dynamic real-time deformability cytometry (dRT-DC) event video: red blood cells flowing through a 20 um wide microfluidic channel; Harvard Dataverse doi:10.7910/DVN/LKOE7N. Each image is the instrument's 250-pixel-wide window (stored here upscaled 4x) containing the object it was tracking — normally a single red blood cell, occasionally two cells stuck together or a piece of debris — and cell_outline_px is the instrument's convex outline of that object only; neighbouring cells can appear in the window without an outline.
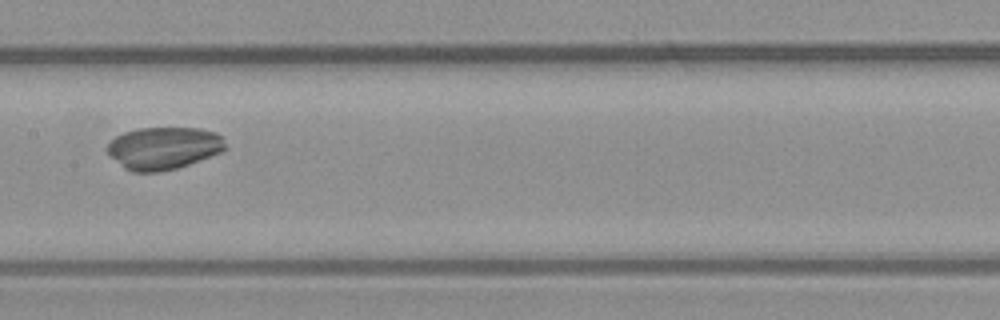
{"species": "common noctule bat (a hibernating species)", "species_latin": "Nyctalus noctula", "temperature_condition": "warm", "stored_images_in_passage": 43, "camera_frame_rate_fps": 3000, "um_per_image_px": 0.085, "animal": {"sex": "male", "body_mass_g": 23.1, "forearm_length_mm": 52.7}, "frame": {"image": 1, "passage_image": 15, "time_ms": 4.667, "image_size_px": [1000, 320], "cell_outline_px": [[228, 148], [220, 152], [188, 164], [176, 168], [156, 172], [132, 172], [124, 168], [108, 152], [108, 144], [116, 136], [124, 132], [140, 128], [200, 128], [216, 132], [220, 136]], "centroid_in_image_um": [13.92, 12.58], "position_along_channel_um": 193.5, "area_um2": 28.84}}
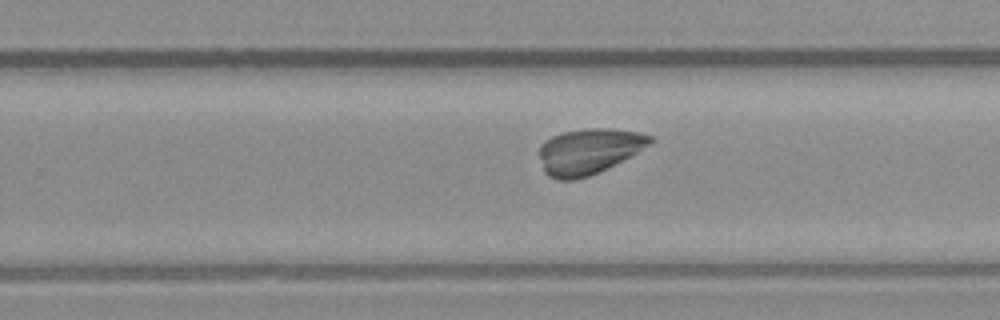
{"frame": {"image": 2, "passage_image": 22, "time_ms": 7.0, "image_size_px": [1000, 320], "cell_outline_px": [[656, 140], [652, 144], [608, 168], [600, 172], [576, 180], [556, 180], [548, 176], [544, 172], [540, 156], [540, 144], [544, 140], [560, 132], [584, 128], [612, 128], [640, 132], [652, 136]], "centroid_in_image_um": [50.06, 12.85], "position_along_channel_um": 279.7, "area_um2": 29.94}}
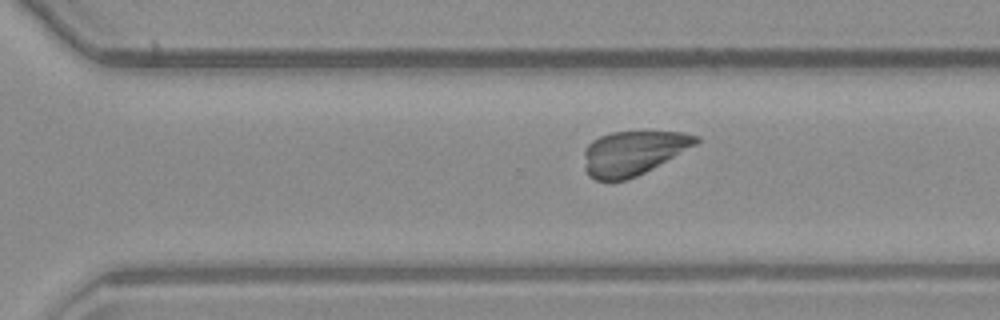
{"frame": {"image": 3, "passage_image": 25, "time_ms": 8.0, "image_size_px": [1000, 320], "cell_outline_px": [[700, 140], [696, 144], [652, 168], [636, 176], [624, 180], [596, 180], [588, 176], [584, 168], [584, 148], [592, 140], [600, 136], [612, 132], [684, 132], [700, 136]], "centroid_in_image_um": [53.77, 12.99], "position_along_channel_um": 316.8, "area_um2": 28.61}}